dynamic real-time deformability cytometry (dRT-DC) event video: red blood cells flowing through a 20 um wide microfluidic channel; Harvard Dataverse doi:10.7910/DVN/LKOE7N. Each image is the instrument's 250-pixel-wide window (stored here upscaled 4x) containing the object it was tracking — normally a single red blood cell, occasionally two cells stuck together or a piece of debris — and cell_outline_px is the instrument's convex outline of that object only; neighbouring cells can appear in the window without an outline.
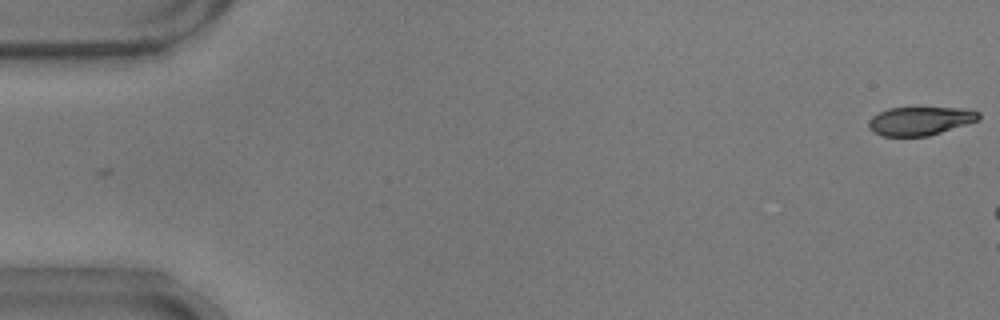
{"species": "common noctule bat (a hibernating species)", "species_latin": "Nyctalus noctula", "temperature_condition": "warm", "stored_images_in_passage": 6, "camera_frame_rate_fps": 3000, "um_per_image_px": 0.085, "animal": {"sex": "male", "body_mass_g": 17.9}, "frame": {"image": 1, "passage_image": 1, "time_ms": 0.0, "image_size_px": [1000, 320], "cell_outline_px": [[980, 120], [928, 136], [884, 136], [868, 128], [868, 120], [872, 116], [888, 108], [968, 108], [980, 112]], "centroid_in_image_um": [78.24, 10.27], "position_along_channel_um": 6.8, "area_um2": 18.26}}